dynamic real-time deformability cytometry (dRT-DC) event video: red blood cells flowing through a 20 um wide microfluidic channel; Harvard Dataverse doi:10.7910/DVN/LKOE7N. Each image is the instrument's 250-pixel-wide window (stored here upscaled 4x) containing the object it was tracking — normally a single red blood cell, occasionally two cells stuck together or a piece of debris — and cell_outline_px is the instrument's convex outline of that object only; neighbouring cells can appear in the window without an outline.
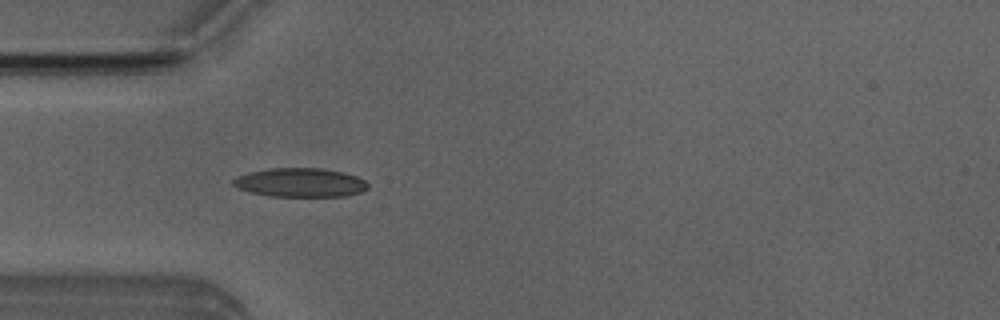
{"species": "Egyptian fruit bat (a non-hibernating species)", "species_latin": "Rousettus aegyptiacus", "temperature_condition": "room temperature", "stored_images_in_passage": 4, "camera_frame_rate_fps": 3000, "um_per_image_px": 0.085, "animal": {"sex": "male"}, "frame": {"image": 1, "passage_image": 4, "time_ms": 3.333, "image_size_px": [1000, 320], "cell_outline_px": [[368, 188], [360, 192], [344, 196], [268, 196], [252, 192], [240, 188], [232, 184], [232, 180], [236, 176], [248, 172], [272, 168], [320, 168], [344, 172], [356, 176], [364, 180], [368, 184]], "centroid_in_image_um": [25.52, 15.51], "position_along_channel_um": 59.5, "area_um2": 22.6}}